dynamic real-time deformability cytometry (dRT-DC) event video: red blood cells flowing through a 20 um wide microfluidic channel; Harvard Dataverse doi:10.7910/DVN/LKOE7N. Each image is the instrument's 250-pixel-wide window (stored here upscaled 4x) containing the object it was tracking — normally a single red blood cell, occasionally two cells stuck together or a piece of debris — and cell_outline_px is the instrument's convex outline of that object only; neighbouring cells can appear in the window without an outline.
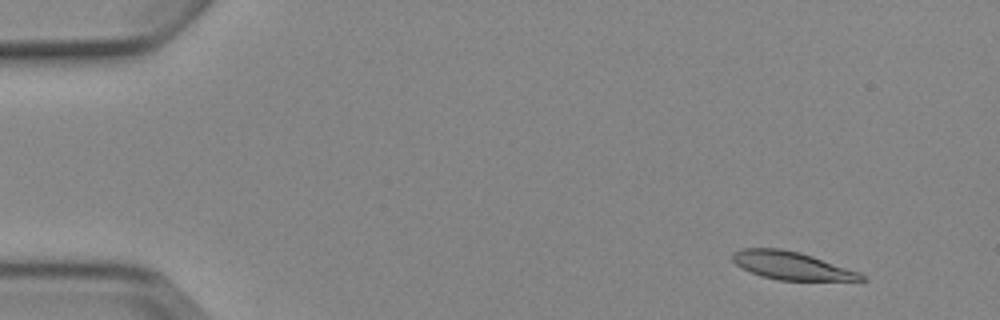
{"species": "Egyptian fruit bat (a non-hibernating species)", "species_latin": "Rousettus aegyptiacus", "temperature_condition": "cold", "stored_images_in_passage": 5, "camera_frame_rate_fps": 3000, "um_per_image_px": 0.085, "animal": {"sex": "female"}, "frame": {"image": 1, "passage_image": 1, "time_ms": 0.0, "image_size_px": [1000, 320], "cell_outline_px": [[868, 280], [780, 280], [760, 276], [736, 264], [732, 260], [732, 252], [740, 248], [780, 248], [800, 252], [860, 272]], "centroid_in_image_um": [67.26, 22.56], "position_along_channel_um": 17.7, "area_um2": 20.81}}
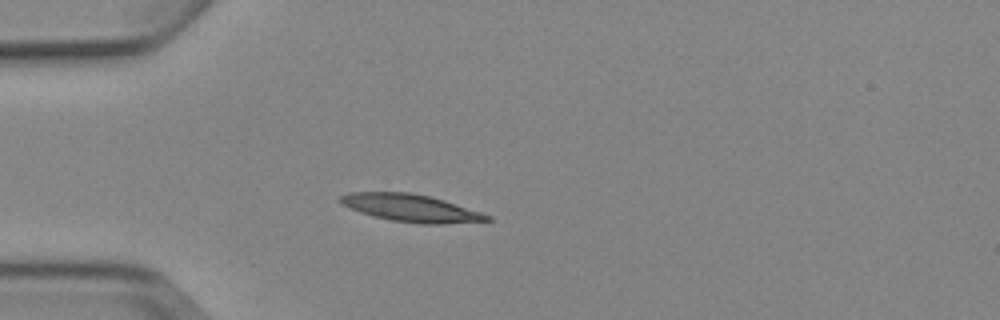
{"frame": {"image": 2, "passage_image": 4, "time_ms": 3.333, "image_size_px": [1000, 320], "cell_outline_px": [[492, 220], [444, 224], [420, 224], [392, 220], [372, 216], [360, 212], [336, 200], [340, 196], [348, 192], [412, 192], [432, 196], [492, 216]], "centroid_in_image_um": [34.92, 17.67], "position_along_channel_um": 50.1, "area_um2": 23.47}}